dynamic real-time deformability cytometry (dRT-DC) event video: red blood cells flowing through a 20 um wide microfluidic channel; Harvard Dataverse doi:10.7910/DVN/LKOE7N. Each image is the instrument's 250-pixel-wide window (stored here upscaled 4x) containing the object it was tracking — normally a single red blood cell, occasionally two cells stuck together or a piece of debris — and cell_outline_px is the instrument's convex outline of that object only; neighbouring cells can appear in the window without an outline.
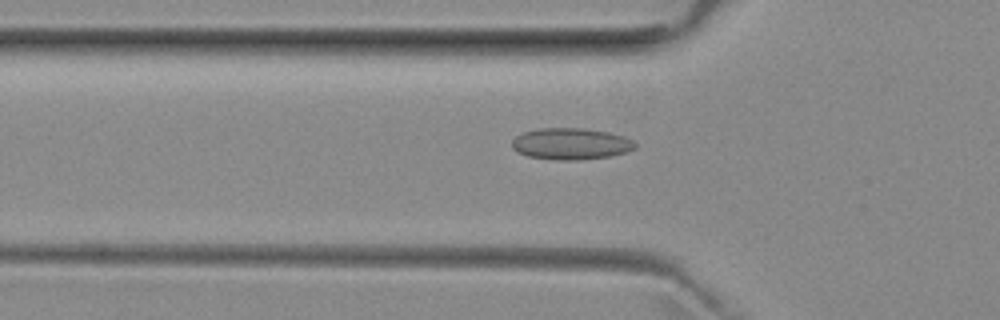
{"species": "common noctule bat (a hibernating species)", "species_latin": "Nyctalus noctula", "temperature_condition": "room temperature", "stored_images_in_passage": 46, "camera_frame_rate_fps": 3000, "um_per_image_px": 0.085, "animal": {"sex": "female", "body_mass_g": 29.2, "forearm_length_mm": 56.3}, "frame": {"image": 1, "passage_image": 14, "time_ms": 4.333, "image_size_px": [1000, 320], "cell_outline_px": [[636, 148], [628, 152], [608, 156], [580, 160], [556, 160], [528, 156], [512, 148], [512, 140], [516, 136], [524, 132], [540, 128], [584, 128], [608, 132], [624, 136], [632, 140], [636, 144]], "centroid_in_image_um": [48.55, 12.22], "position_along_channel_um": 77.3, "area_um2": 22.6}}
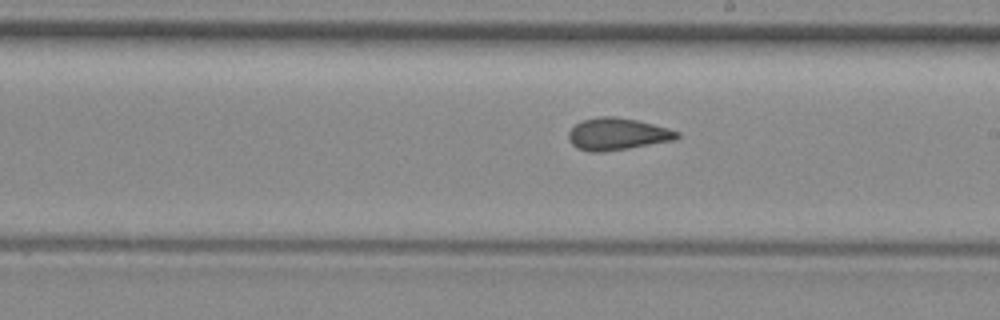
{"frame": {"image": 2, "passage_image": 26, "time_ms": 8.333, "image_size_px": [1000, 320], "cell_outline_px": [[680, 136], [676, 140], [604, 152], [592, 152], [576, 148], [568, 140], [568, 132], [580, 120], [596, 116], [612, 116], [636, 120], [668, 128], [680, 132]], "centroid_in_image_um": [52.45, 11.39], "position_along_channel_um": 236.5, "area_um2": 20.4}}
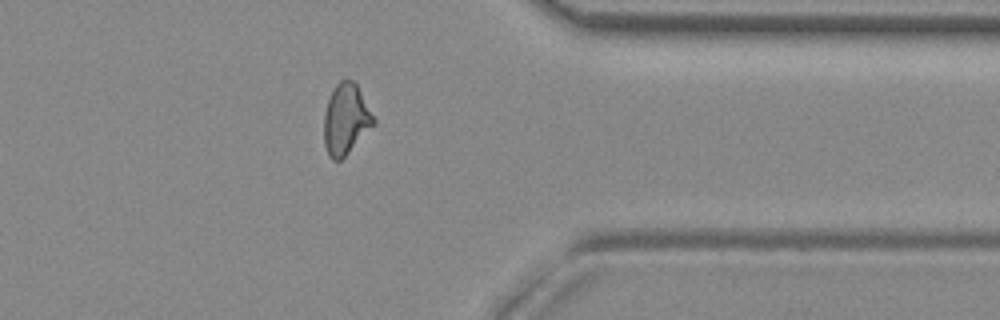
{"frame": {"image": 3, "passage_image": 38, "time_ms": 12.333, "image_size_px": [1000, 320], "cell_outline_px": [[376, 124], [340, 160], [332, 160], [328, 156], [324, 144], [324, 112], [328, 100], [336, 84], [340, 80], [352, 80], [356, 84], [376, 120]], "centroid_in_image_um": [29.39, 10.15], "position_along_channel_um": 382.0, "area_um2": 20.29}, "authors_computed_cell_mechanics": {"area_um2": 20.2878, "velocity_mm_per_s": 3.9689, "shape_relaxation_time_tau1_ms": null, "shape_relaxation_time_tau2_ms": 1.6254, "deformation_change_tau1": null, "deformation_change_tau2": 0.0817}}